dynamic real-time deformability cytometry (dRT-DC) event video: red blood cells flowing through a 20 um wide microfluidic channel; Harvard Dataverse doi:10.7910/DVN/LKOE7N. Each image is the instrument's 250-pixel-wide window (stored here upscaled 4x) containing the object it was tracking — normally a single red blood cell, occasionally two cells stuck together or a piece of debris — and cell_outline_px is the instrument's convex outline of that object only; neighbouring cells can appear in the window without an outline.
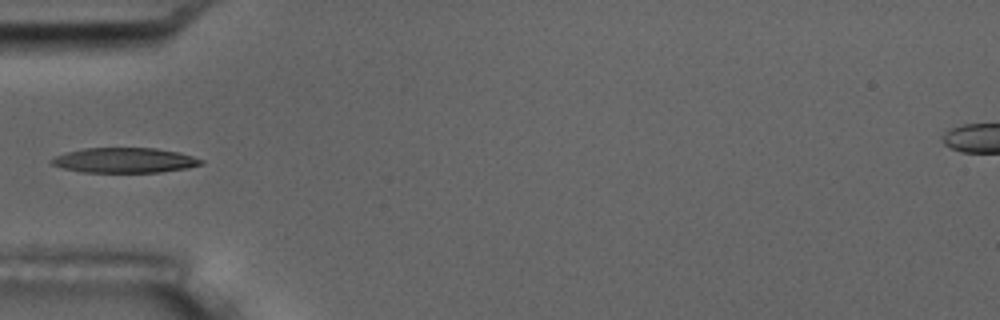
{"species": "common noctule bat (a hibernating species)", "species_latin": "Nyctalus noctula", "temperature_condition": "room temperature", "stored_images_in_passage": 11, "camera_frame_rate_fps": 3000, "um_per_image_px": 0.085, "animal": {"sex": "male", "body_mass_g": 17.5, "forearm_length_mm": 52.3}, "frame": {"image": 1, "passage_image": 5, "time_ms": 5.667, "image_size_px": [1000, 320], "cell_outline_px": [[204, 164], [188, 168], [160, 172], [84, 172], [64, 168], [52, 164], [52, 160], [56, 156], [68, 152], [84, 148], [156, 148], [180, 152], [204, 160]], "centroid_in_image_um": [10.67, 13.62], "position_along_channel_um": 74.3, "area_um2": 21.68}}
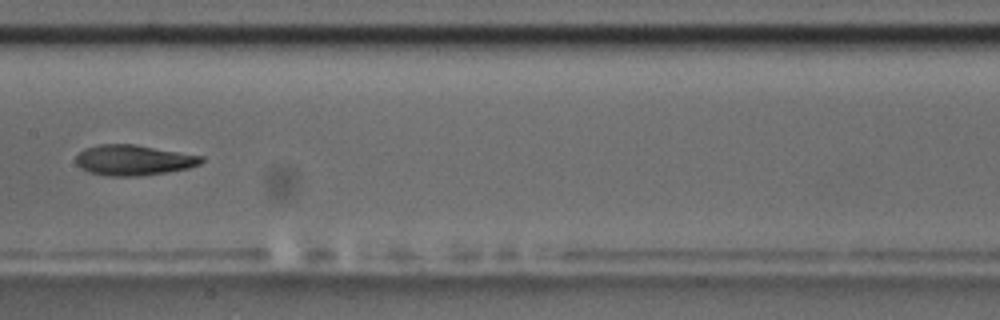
{"frame": {"image": 2, "passage_image": 8, "time_ms": 9.0, "image_size_px": [1000, 320], "cell_outline_px": [[204, 160], [200, 164], [188, 168], [164, 172], [136, 176], [104, 176], [88, 172], [80, 168], [76, 164], [76, 156], [84, 148], [100, 144], [136, 144], [204, 156]], "centroid_in_image_um": [11.33, 13.6], "position_along_channel_um": 196.1, "area_um2": 22.37}}